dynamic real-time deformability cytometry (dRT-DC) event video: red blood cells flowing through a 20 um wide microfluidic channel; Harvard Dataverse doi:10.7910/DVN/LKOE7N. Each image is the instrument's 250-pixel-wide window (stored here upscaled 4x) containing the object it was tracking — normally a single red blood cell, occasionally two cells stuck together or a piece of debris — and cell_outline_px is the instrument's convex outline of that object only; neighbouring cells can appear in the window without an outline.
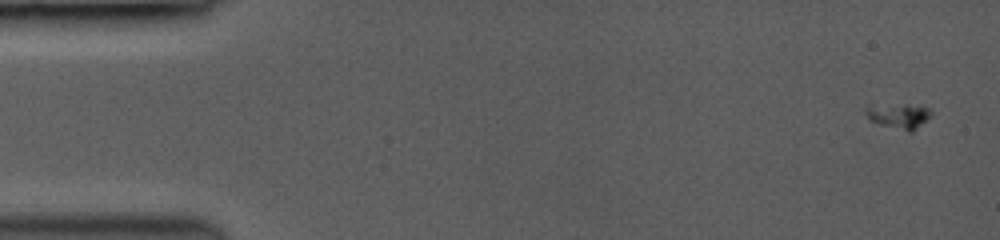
{"species": "common noctule bat (a hibernating species)", "species_latin": "Nyctalus noctula", "temperature_condition": "room temperature", "stored_images_in_passage": 12, "camera_frame_rate_fps": 3500, "um_per_image_px": 0.085, "animal": {"sex": "female", "body_mass_g": 19.0, "forearm_length_mm": 53.3}, "frame": {"image": 1, "passage_image": 1, "time_ms": 0.0, "image_size_px": [1000, 240], "cell_outline_px": [[932, 116], [928, 120], [912, 132], [908, 132], [880, 124], [868, 120], [864, 112], [864, 108], [868, 104], [920, 104], [928, 108], [932, 112]], "centroid_in_image_um": [76.38, 9.82], "position_along_channel_um": 8.6, "area_um2": 10.17}}
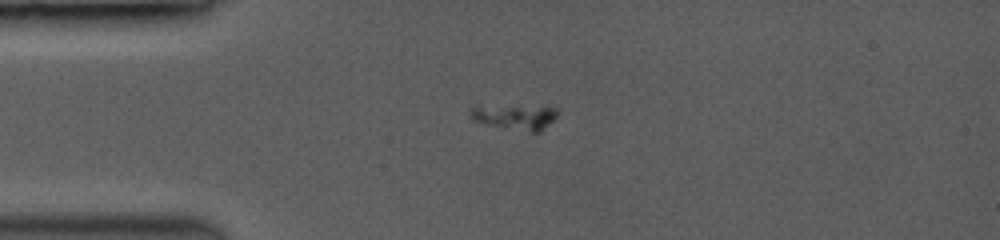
{"frame": {"image": 2, "passage_image": 6, "time_ms": 1.429, "image_size_px": [1000, 240], "cell_outline_px": [[560, 112], [540, 132], [532, 132], [484, 124], [472, 120], [472, 108], [476, 104], [556, 104], [560, 108]], "centroid_in_image_um": [43.87, 9.83], "position_along_channel_um": 41.1, "area_um2": 13.99}}